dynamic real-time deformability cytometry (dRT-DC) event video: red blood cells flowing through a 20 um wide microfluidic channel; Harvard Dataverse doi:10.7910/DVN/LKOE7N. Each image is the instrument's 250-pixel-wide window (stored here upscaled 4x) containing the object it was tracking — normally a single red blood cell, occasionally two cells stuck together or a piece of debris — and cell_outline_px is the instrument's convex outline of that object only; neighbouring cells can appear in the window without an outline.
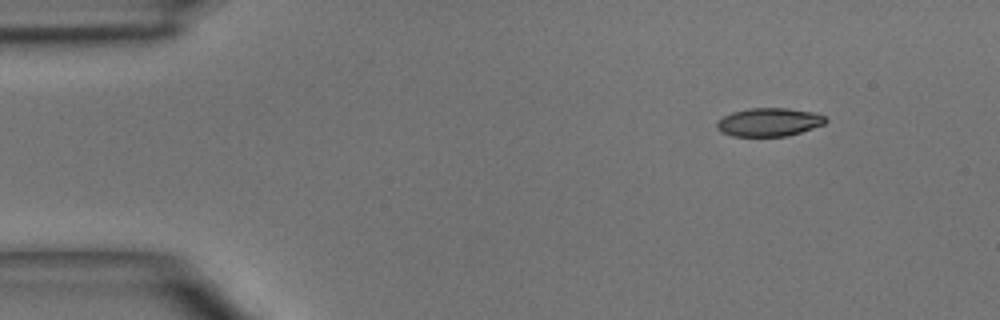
{"species": "common noctule bat (a hibernating species)", "species_latin": "Nyctalus noctula", "temperature_condition": "room temperature", "stored_images_in_passage": 4, "camera_frame_rate_fps": 3000, "um_per_image_px": 0.085, "animal": {"sex": "male", "body_mass_g": 15.6}, "frame": {"image": 1, "passage_image": 4, "time_ms": 4.333, "image_size_px": [1000, 320], "cell_outline_px": [[828, 120], [824, 124], [788, 136], [732, 136], [720, 132], [716, 128], [716, 120], [732, 112], [748, 108], [788, 108], [816, 112], [824, 116]], "centroid_in_image_um": [65.34, 10.37], "position_along_channel_um": 19.7, "area_um2": 18.15}}